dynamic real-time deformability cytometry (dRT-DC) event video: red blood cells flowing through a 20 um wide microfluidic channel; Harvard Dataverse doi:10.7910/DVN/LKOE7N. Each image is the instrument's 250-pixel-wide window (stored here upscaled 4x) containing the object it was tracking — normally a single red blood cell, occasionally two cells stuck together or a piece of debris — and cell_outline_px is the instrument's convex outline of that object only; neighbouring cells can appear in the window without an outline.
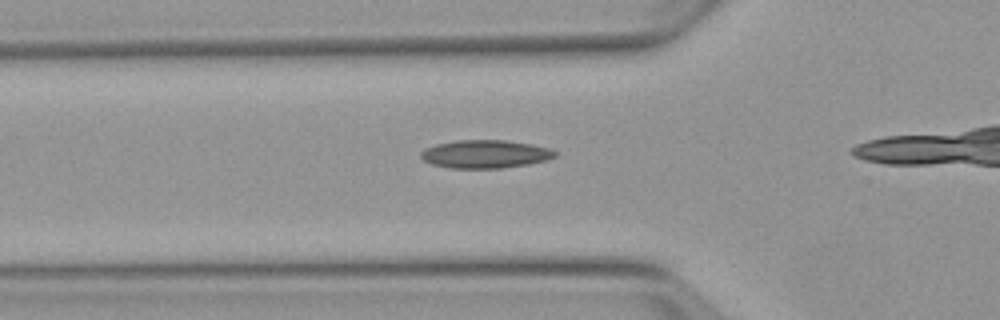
{"species": "Egyptian fruit bat (a non-hibernating species)", "species_latin": "Rousettus aegyptiacus", "temperature_condition": "warm", "stored_images_in_passage": 3, "camera_frame_rate_fps": 3000, "um_per_image_px": 0.085, "animal": {"sex": "female"}, "frame": {"image": 1, "passage_image": 2, "time_ms": 1.667, "image_size_px": [1000, 320], "cell_outline_px": [[556, 156], [544, 160], [528, 164], [500, 168], [452, 168], [432, 164], [424, 160], [420, 156], [420, 152], [424, 148], [436, 144], [456, 140], [508, 140], [532, 144], [552, 148], [556, 152]], "centroid_in_image_um": [41.24, 13.08], "position_along_channel_um": 84.6, "area_um2": 22.02}}